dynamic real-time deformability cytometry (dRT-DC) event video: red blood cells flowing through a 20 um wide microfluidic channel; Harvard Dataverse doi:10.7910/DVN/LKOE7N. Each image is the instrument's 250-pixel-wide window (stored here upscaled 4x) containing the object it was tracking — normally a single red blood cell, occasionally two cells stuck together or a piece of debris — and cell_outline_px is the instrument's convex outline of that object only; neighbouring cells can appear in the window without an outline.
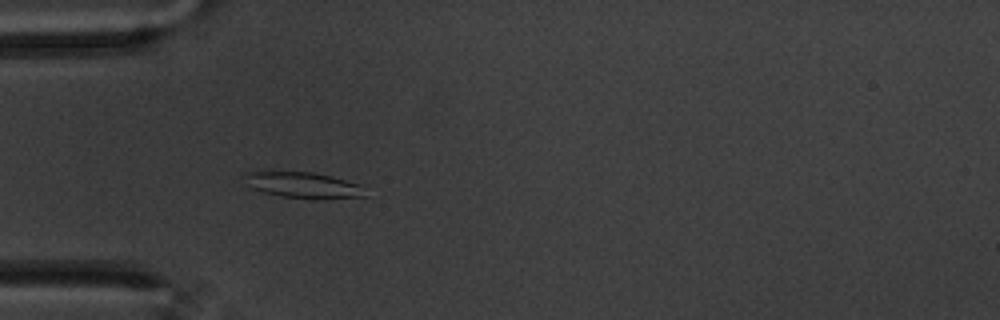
{"species": "common noctule bat (a hibernating species)", "species_latin": "Nyctalus noctula", "temperature_condition": "warm", "stored_images_in_passage": 58, "camera_frame_rate_fps": 3000, "um_per_image_px": 0.085, "animal": {"sex": "male", "body_mass_g": 20.1, "forearm_length_mm": 53.5}, "frame": {"image": 1, "passage_image": 17, "time_ms": 5.333, "image_size_px": [1000, 320], "cell_outline_px": [[368, 196], [316, 200], [312, 200], [280, 196], [264, 192], [252, 188], [240, 176], [248, 172], [312, 172], [332, 176], [360, 184]], "centroid_in_image_um": [25.8, 15.75], "position_along_channel_um": 59.2, "area_um2": 18.5}}
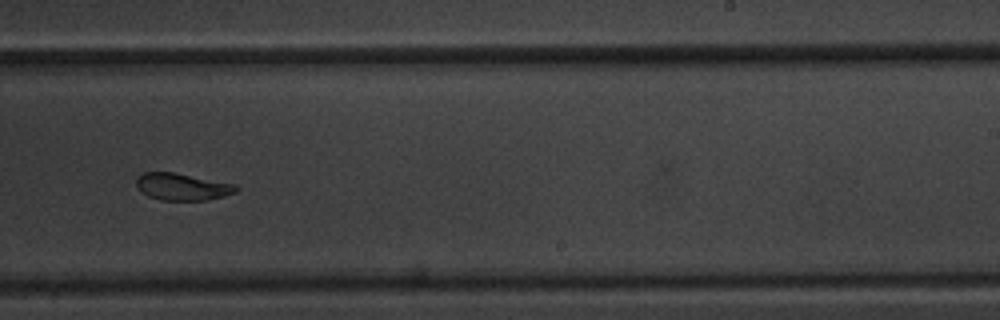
{"frame": {"image": 2, "passage_image": 36, "time_ms": 11.667, "image_size_px": [1000, 320], "cell_outline_px": [[240, 188], [236, 192], [224, 196], [208, 200], [160, 200], [148, 196], [140, 192], [136, 188], [136, 176], [144, 172], [172, 172], [236, 184]], "centroid_in_image_um": [15.47, 15.88], "position_along_channel_um": 273.5, "area_um2": 15.9}}
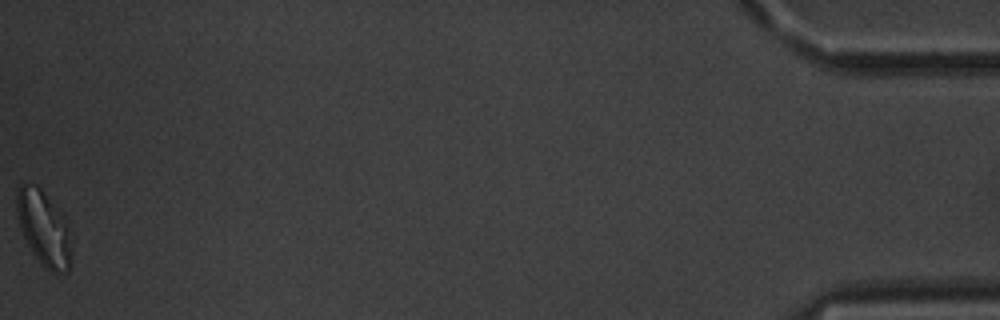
{"frame": {"image": 3, "passage_image": 58, "time_ms": 19.0, "image_size_px": [1000, 320], "cell_outline_px": [[72, 264], [68, 272], [52, 272], [32, 252], [20, 228], [16, 216], [16, 188], [20, 184], [36, 184], [64, 212], [68, 220], [72, 240]], "centroid_in_image_um": [3.78, 19.35], "position_along_channel_um": 431.4, "area_um2": 24.68}, "authors_computed_cell_mechanics": {"area_um2": 18.0336, "velocity_mm_per_s": 3.4423, "shape_relaxation_time_tau1_ms": 2.837, "shape_relaxation_time_tau2_ms": 2.0507, "deformation_change_tau1": 0.1349, "deformation_change_tau2": 0.0825}}